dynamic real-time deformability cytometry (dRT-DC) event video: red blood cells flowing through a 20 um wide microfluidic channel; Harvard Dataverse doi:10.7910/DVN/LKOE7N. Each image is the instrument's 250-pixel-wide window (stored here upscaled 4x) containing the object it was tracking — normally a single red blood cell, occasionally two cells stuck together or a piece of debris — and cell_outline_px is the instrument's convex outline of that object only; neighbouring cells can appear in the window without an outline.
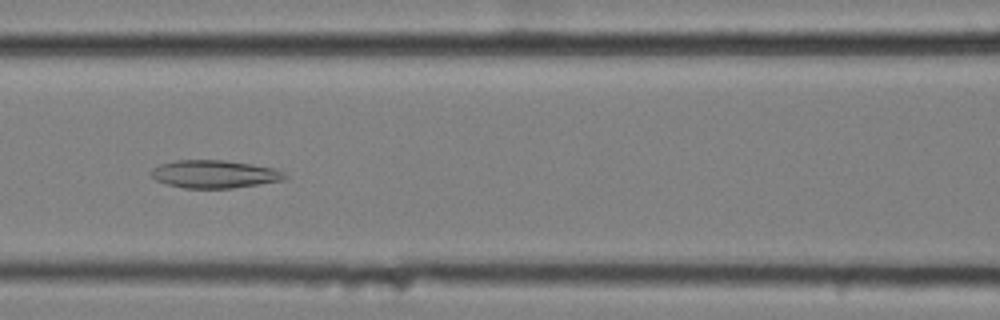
{"species": "common noctule bat (a hibernating species)", "species_latin": "Nyctalus noctula", "temperature_condition": "cold", "stored_images_in_passage": 42, "camera_frame_rate_fps": 3000, "um_per_image_px": 0.085, "animal": {"sex": "female", "body_mass_g": 25.1}, "frame": {"image": 1, "passage_image": 26, "time_ms": 8.333, "image_size_px": [1000, 320], "cell_outline_px": [[288, 176], [280, 180], [232, 188], [184, 188], [168, 184], [156, 180], [152, 176], [152, 168], [160, 164], [176, 160], [224, 160], [272, 168], [284, 172]], "centroid_in_image_um": [18.18, 14.79], "position_along_channel_um": 148.4, "area_um2": 21.27}}
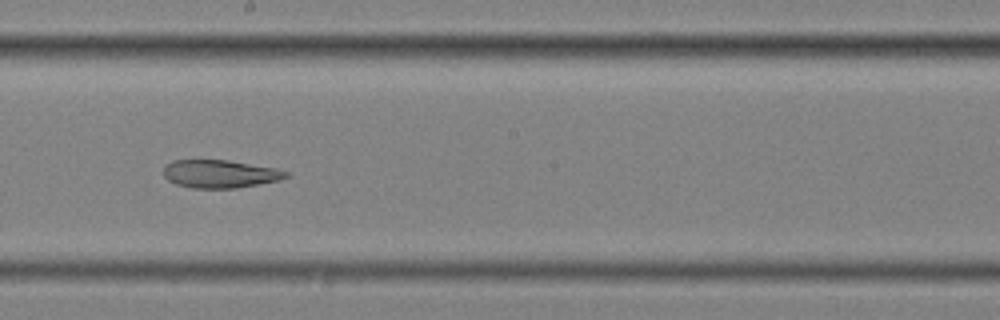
{"frame": {"image": 2, "passage_image": 33, "time_ms": 10.667, "image_size_px": [1000, 320], "cell_outline_px": [[288, 176], [280, 180], [236, 188], [192, 188], [176, 184], [168, 180], [164, 176], [164, 168], [172, 160], [228, 160], [276, 168], [288, 172]], "centroid_in_image_um": [18.7, 14.78], "position_along_channel_um": 229.5, "area_um2": 19.88}}
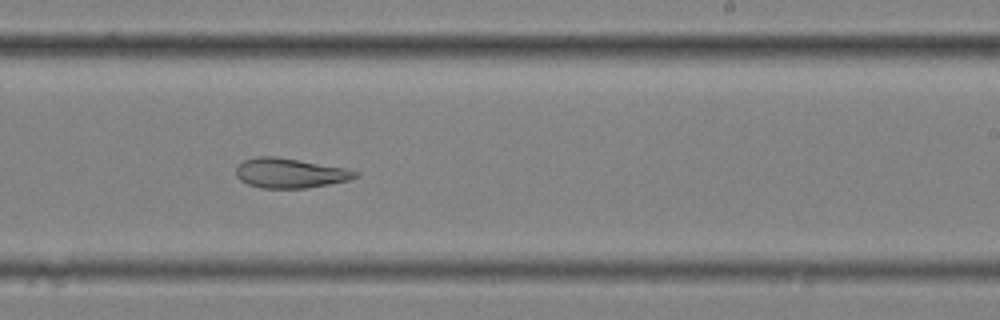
{"frame": {"image": 3, "passage_image": 36, "time_ms": 11.667, "image_size_px": [1000, 320], "cell_outline_px": [[360, 176], [348, 180], [308, 188], [260, 188], [248, 184], [240, 180], [236, 176], [236, 168], [244, 160], [256, 156], [276, 156], [348, 168], [360, 172]], "centroid_in_image_um": [24.68, 14.71], "position_along_channel_um": 264.3, "area_um2": 20.87}}